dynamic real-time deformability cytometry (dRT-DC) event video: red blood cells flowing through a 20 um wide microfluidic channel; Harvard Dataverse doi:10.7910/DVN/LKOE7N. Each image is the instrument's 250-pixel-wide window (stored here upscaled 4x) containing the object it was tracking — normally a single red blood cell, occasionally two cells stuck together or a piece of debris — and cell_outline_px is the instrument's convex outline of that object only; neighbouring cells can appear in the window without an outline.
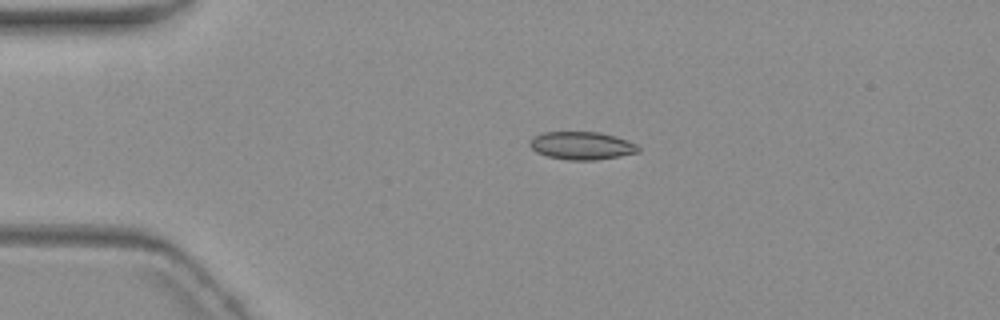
{"species": "common noctule bat (a hibernating species)", "species_latin": "Nyctalus noctula", "temperature_condition": "warm", "stored_images_in_passage": 4, "camera_frame_rate_fps": 3000, "um_per_image_px": 0.085, "animal": {"sex": "female", "body_mass_g": 19.3, "forearm_length_mm": 54.1}, "frame": {"image": 1, "passage_image": 1, "time_ms": 0.0, "image_size_px": [1000, 320], "cell_outline_px": [[640, 152], [620, 156], [596, 160], [568, 160], [548, 156], [536, 152], [528, 144], [528, 140], [532, 136], [544, 132], [600, 132], [616, 136], [636, 144], [640, 148]], "centroid_in_image_um": [49.43, 12.37], "position_along_channel_um": 35.6, "area_um2": 17.8}}
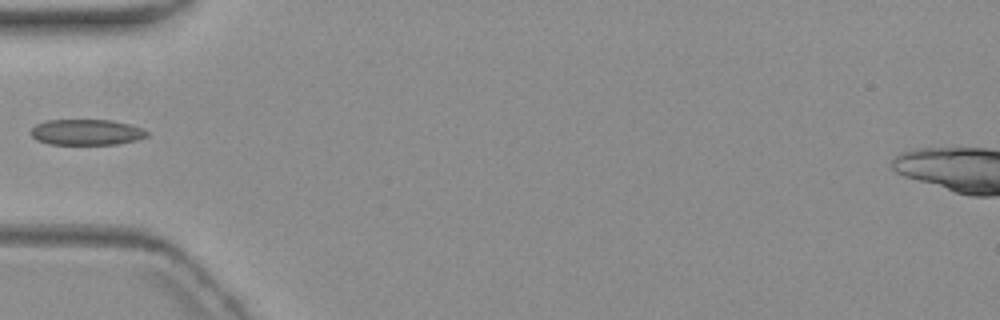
{"frame": {"image": 2, "passage_image": 3, "time_ms": 2.333, "image_size_px": [1000, 320], "cell_outline_px": [[148, 136], [136, 140], [116, 144], [48, 144], [36, 140], [28, 132], [36, 124], [48, 120], [112, 120], [128, 124], [140, 128], [148, 132]], "centroid_in_image_um": [7.3, 11.24], "position_along_channel_um": 77.7, "area_um2": 17.4}}
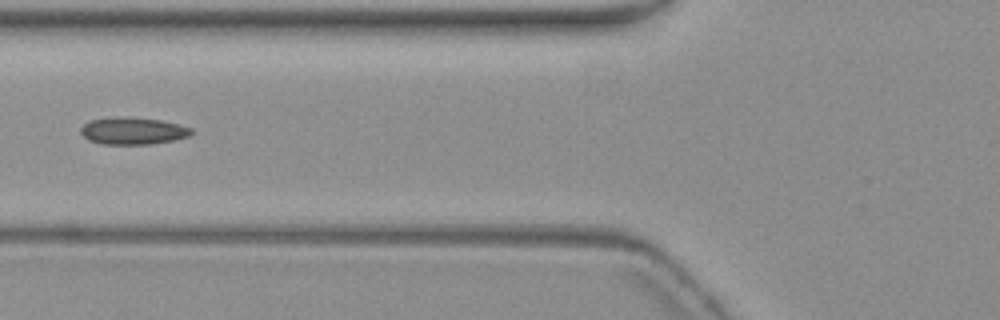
{"frame": {"image": 3, "passage_image": 4, "time_ms": 3.333, "image_size_px": [1000, 320], "cell_outline_px": [[192, 132], [188, 136], [176, 140], [148, 144], [104, 144], [88, 140], [80, 132], [80, 128], [84, 124], [92, 120], [160, 120], [192, 128]], "centroid_in_image_um": [11.33, 11.19], "position_along_channel_um": 114.5, "area_um2": 16.3}}